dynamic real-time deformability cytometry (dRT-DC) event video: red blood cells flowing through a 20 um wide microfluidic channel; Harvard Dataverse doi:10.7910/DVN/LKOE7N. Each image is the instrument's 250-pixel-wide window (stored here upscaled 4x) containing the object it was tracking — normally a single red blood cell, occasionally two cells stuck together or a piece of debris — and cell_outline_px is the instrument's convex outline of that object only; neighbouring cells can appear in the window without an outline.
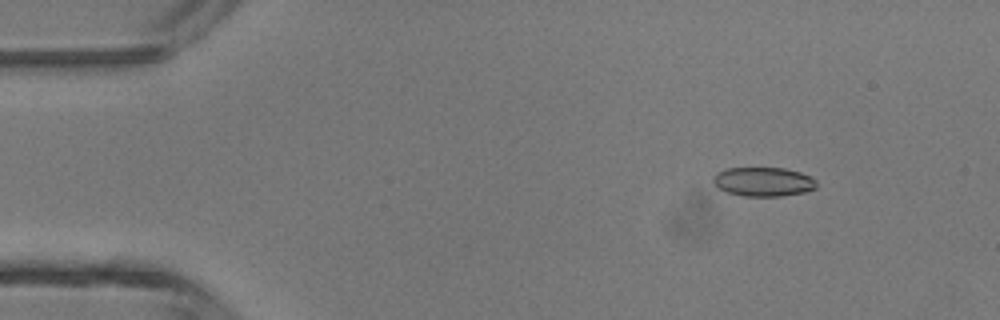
{"species": "common noctule bat (a hibernating species)", "species_latin": "Nyctalus noctula", "temperature_condition": "room temperature", "stored_images_in_passage": 46, "camera_frame_rate_fps": 3000, "um_per_image_px": 0.085, "animal": {"sex": "male", "body_mass_g": 13.3}, "frame": {"image": 1, "passage_image": 6, "time_ms": 1.667, "image_size_px": [1000, 320], "cell_outline_px": [[816, 188], [804, 192], [780, 196], [744, 196], [728, 192], [720, 188], [712, 180], [712, 176], [716, 172], [724, 168], [784, 168], [800, 172], [812, 176], [816, 180]], "centroid_in_image_um": [64.89, 15.43], "position_along_channel_um": 20.1, "area_um2": 17.57}}
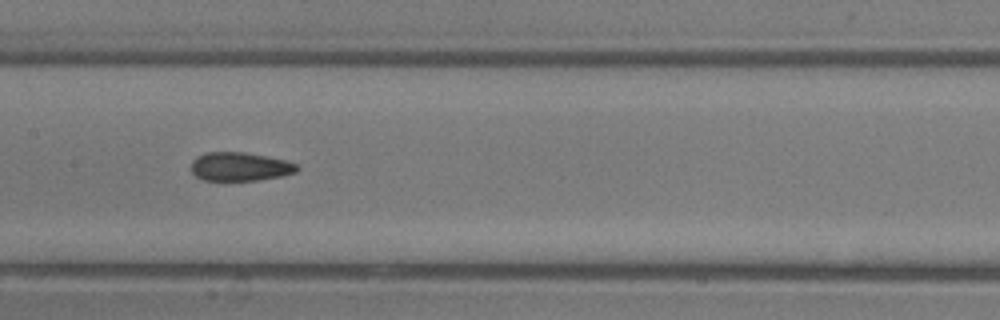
{"frame": {"image": 2, "passage_image": 23, "time_ms": 7.333, "image_size_px": [1000, 320], "cell_outline_px": [[300, 168], [296, 172], [284, 176], [256, 180], [204, 180], [196, 176], [192, 172], [192, 160], [196, 156], [208, 152], [244, 152], [268, 156], [284, 160], [296, 164]], "centroid_in_image_um": [20.41, 14.16], "position_along_channel_um": 187.0, "area_um2": 17.69}}
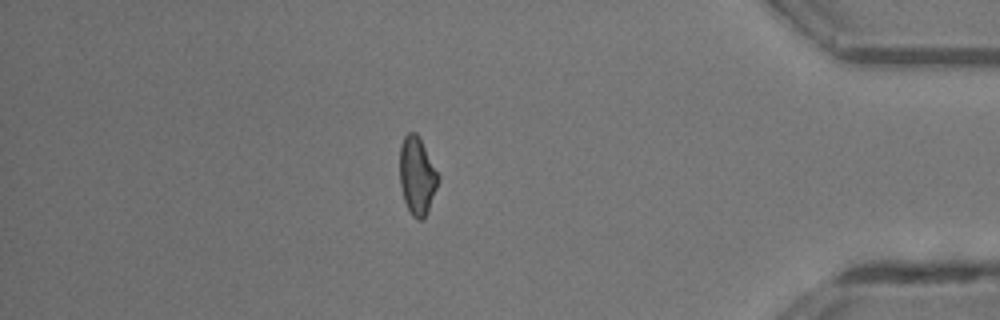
{"frame": {"image": 3, "passage_image": 40, "time_ms": 13.0, "image_size_px": [1000, 320], "cell_outline_px": [[440, 180], [428, 212], [420, 220], [416, 220], [412, 216], [404, 200], [400, 184], [400, 144], [404, 136], [408, 132], [416, 132], [440, 176]], "centroid_in_image_um": [35.46, 14.95], "position_along_channel_um": 399.7, "area_um2": 17.46}, "authors_computed_cell_mechanics": {"area_um2": 18.0336, "velocity_mm_per_s": 4.4662, "shape_relaxation_time_tau1_ms": null, "shape_relaxation_time_tau2_ms": 1.7638, "deformation_change_tau1": null, "deformation_change_tau2": 0.0786}}